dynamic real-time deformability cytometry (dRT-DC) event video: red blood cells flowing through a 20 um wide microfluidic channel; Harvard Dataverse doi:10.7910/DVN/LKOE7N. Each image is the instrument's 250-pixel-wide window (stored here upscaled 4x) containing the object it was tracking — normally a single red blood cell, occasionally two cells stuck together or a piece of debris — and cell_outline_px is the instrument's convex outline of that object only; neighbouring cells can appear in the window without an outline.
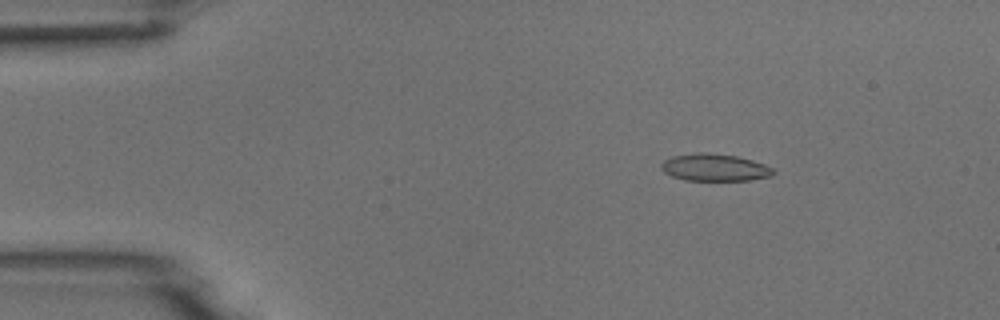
{"species": "common noctule bat (a hibernating species)", "species_latin": "Nyctalus noctula", "temperature_condition": "room temperature", "stored_images_in_passage": 4, "camera_frame_rate_fps": 3000, "um_per_image_px": 0.085, "animal": {"sex": "male", "body_mass_g": 18.8}, "frame": {"image": 1, "passage_image": 2, "time_ms": 0.333, "image_size_px": [1000, 320], "cell_outline_px": [[776, 172], [772, 176], [748, 180], [684, 180], [672, 176], [664, 172], [660, 168], [660, 164], [664, 160], [672, 156], [696, 152], [708, 152], [736, 156], [752, 160], [764, 164], [772, 168]], "centroid_in_image_um": [60.72, 14.23], "position_along_channel_um": 24.3, "area_um2": 17.86}}